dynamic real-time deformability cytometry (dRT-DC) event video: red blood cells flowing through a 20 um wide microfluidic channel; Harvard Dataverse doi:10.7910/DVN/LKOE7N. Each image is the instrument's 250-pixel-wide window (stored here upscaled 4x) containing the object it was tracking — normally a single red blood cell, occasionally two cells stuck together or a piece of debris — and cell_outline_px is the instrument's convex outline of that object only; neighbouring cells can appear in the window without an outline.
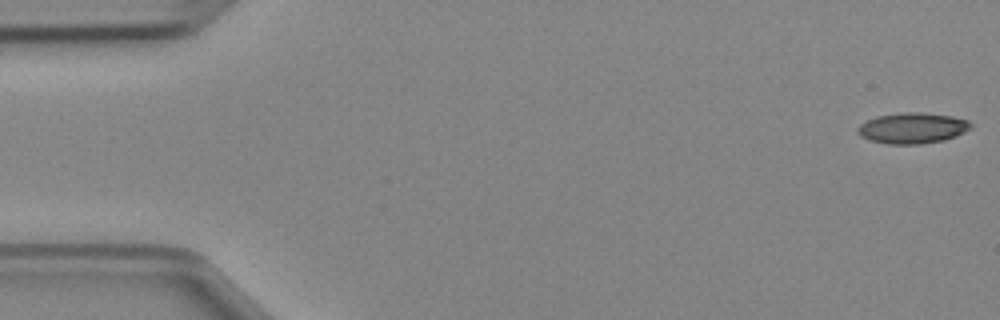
{"species": "Egyptian fruit bat (a non-hibernating species)", "species_latin": "Rousettus aegyptiacus", "temperature_condition": "cold", "stored_images_in_passage": 47, "camera_frame_rate_fps": 3000, "um_per_image_px": 0.085, "animal": {"sex": "female"}, "frame": {"image": 1, "passage_image": 1, "time_ms": 0.0, "image_size_px": [1000, 320], "cell_outline_px": [[972, 128], [956, 136], [944, 140], [920, 144], [888, 144], [868, 140], [860, 136], [856, 132], [856, 128], [860, 124], [876, 116], [904, 112], [920, 112], [952, 116], [968, 120], [972, 124]], "centroid_in_image_um": [77.54, 10.89], "position_along_channel_um": 7.5, "area_um2": 20.46}}
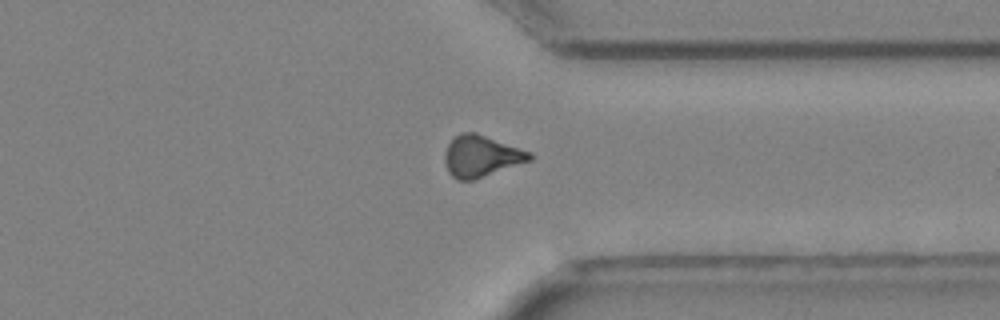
{"frame": {"image": 2, "passage_image": 36, "time_ms": 11.667, "image_size_px": [1000, 320], "cell_outline_px": [[532, 160], [472, 180], [456, 180], [448, 172], [444, 160], [444, 152], [448, 144], [460, 132], [476, 132], [532, 152]], "centroid_in_image_um": [40.89, 13.26], "position_along_channel_um": 370.5, "area_um2": 20.52}}
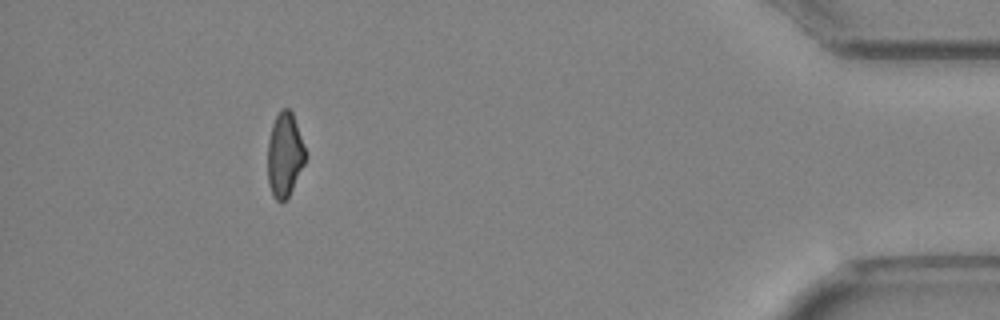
{"frame": {"image": 3, "passage_image": 43, "time_ms": 14.0, "image_size_px": [1000, 320], "cell_outline_px": [[308, 156], [288, 196], [280, 204], [272, 196], [268, 184], [268, 140], [272, 124], [280, 108], [288, 108], [292, 112], [308, 152]], "centroid_in_image_um": [24.21, 13.14], "position_along_channel_um": 411.0, "area_um2": 18.84}}